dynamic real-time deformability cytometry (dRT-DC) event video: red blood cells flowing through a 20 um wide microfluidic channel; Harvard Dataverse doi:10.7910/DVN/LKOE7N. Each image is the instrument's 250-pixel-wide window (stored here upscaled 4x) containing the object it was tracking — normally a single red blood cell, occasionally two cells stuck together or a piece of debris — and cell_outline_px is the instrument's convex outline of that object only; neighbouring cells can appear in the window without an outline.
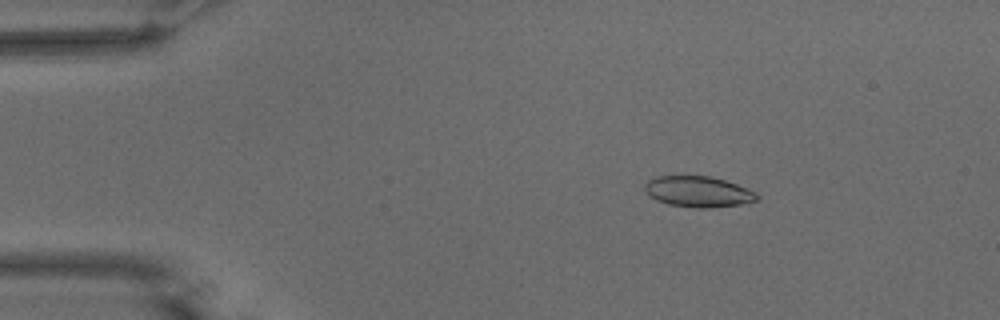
{"species": "common noctule bat (a hibernating species)", "species_latin": "Nyctalus noctula", "temperature_condition": "warm", "stored_images_in_passage": 55, "camera_frame_rate_fps": 3000, "um_per_image_px": 0.085, "animal": {"sex": "male", "body_mass_g": 15.6}, "frame": {"image": 1, "passage_image": 9, "time_ms": 2.667, "image_size_px": [1000, 320], "cell_outline_px": [[760, 200], [740, 204], [712, 208], [696, 208], [668, 204], [656, 200], [648, 196], [644, 188], [644, 184], [648, 180], [656, 176], [712, 176], [748, 188], [756, 192], [760, 196]], "centroid_in_image_um": [59.36, 16.29], "position_along_channel_um": 25.6, "area_um2": 20.4}}
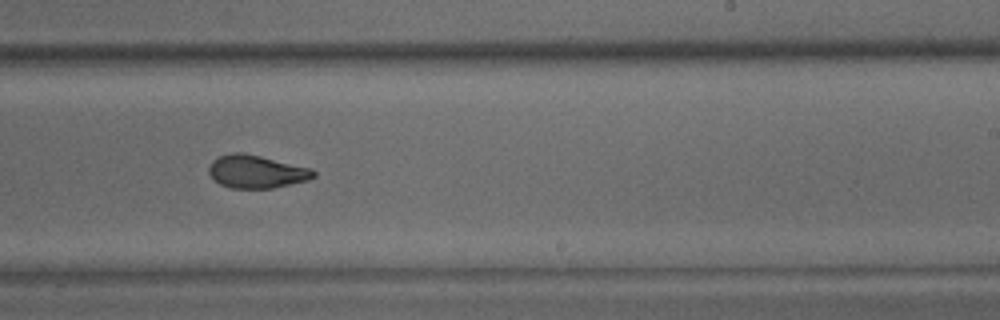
{"frame": {"image": 2, "passage_image": 34, "time_ms": 11.0, "image_size_px": [1000, 320], "cell_outline_px": [[316, 176], [308, 180], [272, 188], [232, 188], [220, 184], [208, 172], [208, 168], [212, 160], [220, 156], [232, 152], [244, 152], [312, 168], [316, 172]], "centroid_in_image_um": [21.81, 14.57], "position_along_channel_um": 267.2, "area_um2": 20.11}}
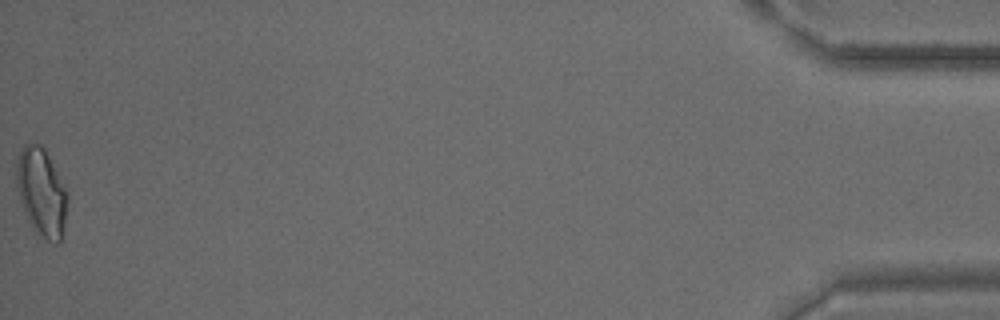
{"frame": {"image": 3, "passage_image": 55, "time_ms": 18.0, "image_size_px": [1000, 320], "cell_outline_px": [[68, 200], [64, 224], [60, 244], [52, 244], [36, 232], [28, 220], [24, 212], [20, 200], [16, 184], [16, 160], [20, 148], [24, 144], [36, 140], [44, 144], [68, 196]], "centroid_in_image_um": [3.5, 16.27], "position_along_channel_um": 431.7, "area_um2": 26.65}, "authors_computed_cell_mechanics": {"area_um2": 20.7502, "velocity_mm_per_s": 3.7287, "shape_relaxation_time_tau1_ms": 8.7109, "shape_relaxation_time_tau2_ms": 1.6941, "deformation_change_tau1": 0.2219, "deformation_change_tau2": 0.0706}}